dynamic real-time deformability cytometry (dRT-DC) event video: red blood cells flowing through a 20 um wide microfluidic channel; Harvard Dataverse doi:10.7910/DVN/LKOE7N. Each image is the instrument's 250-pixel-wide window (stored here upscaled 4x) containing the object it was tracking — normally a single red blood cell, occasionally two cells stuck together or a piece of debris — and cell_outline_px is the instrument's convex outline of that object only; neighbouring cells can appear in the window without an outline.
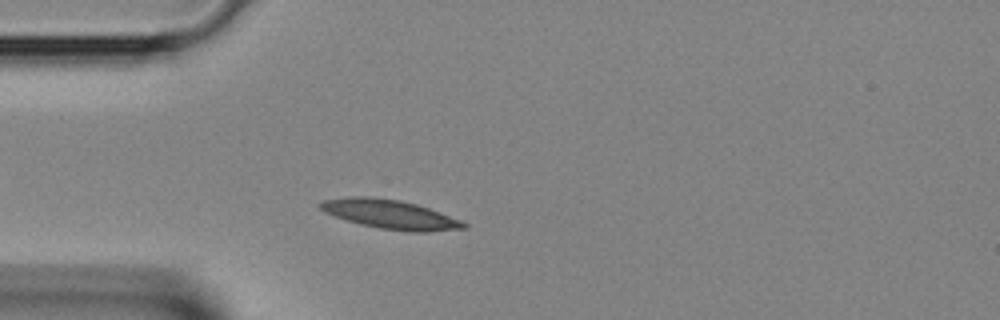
{"species": "Egyptian fruit bat (a non-hibernating species)", "species_latin": "Rousettus aegyptiacus", "temperature_condition": "room temperature", "stored_images_in_passage": 35, "camera_frame_rate_fps": 3000, "um_per_image_px": 0.085, "animal": {"sex": "female"}, "frame": {"image": 1, "passage_image": 6, "time_ms": 1.667, "image_size_px": [1000, 320], "cell_outline_px": [[468, 228], [428, 232], [408, 232], [380, 228], [348, 220], [324, 212], [316, 204], [320, 200], [348, 196], [372, 196], [400, 200], [416, 204], [428, 208], [460, 220], [468, 224]], "centroid_in_image_um": [33.14, 18.2], "position_along_channel_um": 51.9, "area_um2": 24.33}}
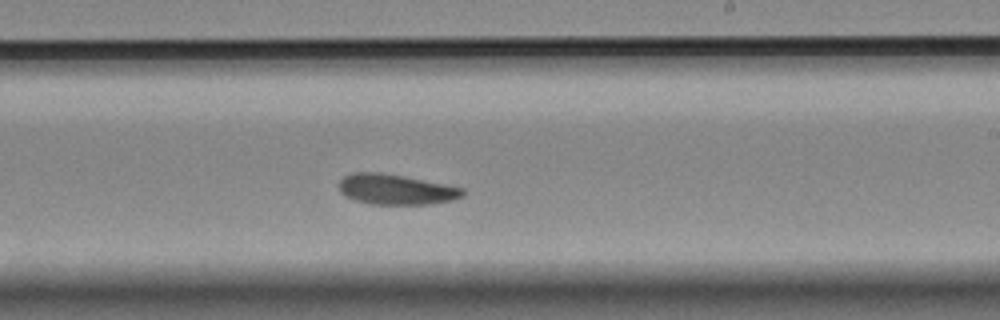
{"frame": {"image": 2, "passage_image": 19, "time_ms": 6.0, "image_size_px": [1000, 320], "cell_outline_px": [[464, 196], [452, 200], [432, 204], [372, 204], [352, 200], [344, 196], [340, 192], [340, 180], [344, 176], [352, 172], [380, 172], [404, 176], [464, 188]], "centroid_in_image_um": [33.63, 16.1], "position_along_channel_um": 255.4, "area_um2": 21.96}}
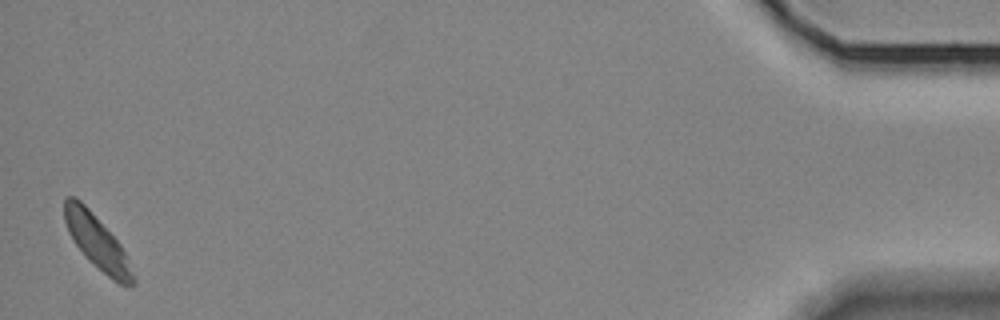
{"frame": {"image": 3, "passage_image": 35, "time_ms": 11.333, "image_size_px": [1000, 320], "cell_outline_px": [[136, 284], [132, 288], [120, 284], [112, 280], [88, 260], [76, 244], [68, 232], [64, 220], [64, 200], [68, 196], [76, 196], [88, 208], [120, 244], [124, 252], [136, 280]], "centroid_in_image_um": [8.25, 20.61], "position_along_channel_um": 426.9, "area_um2": 21.27}}